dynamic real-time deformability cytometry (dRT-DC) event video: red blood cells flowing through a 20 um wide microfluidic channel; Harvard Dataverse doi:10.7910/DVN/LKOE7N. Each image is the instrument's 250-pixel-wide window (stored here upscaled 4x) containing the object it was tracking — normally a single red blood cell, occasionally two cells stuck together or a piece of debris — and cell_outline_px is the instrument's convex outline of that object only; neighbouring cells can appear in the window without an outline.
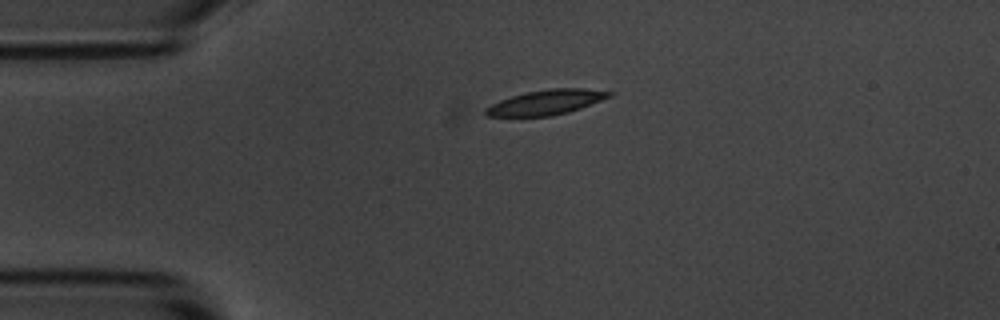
{"species": "common noctule bat (a hibernating species)", "species_latin": "Nyctalus noctula", "temperature_condition": "room temperature", "stored_images_in_passage": 44, "camera_frame_rate_fps": 3000, "um_per_image_px": 0.085, "animal": {"sex": "male", "body_mass_g": 20.1, "forearm_length_mm": 53.5}, "frame": {"image": 1, "passage_image": 1, "time_ms": 0.0, "image_size_px": [1000, 320], "cell_outline_px": [[612, 96], [580, 108], [568, 112], [548, 116], [484, 116], [484, 108], [500, 100], [512, 96], [528, 92], [548, 88], [584, 88], [612, 92]], "centroid_in_image_um": [46.4, 8.69], "position_along_channel_um": 38.6, "area_um2": 17.74}}
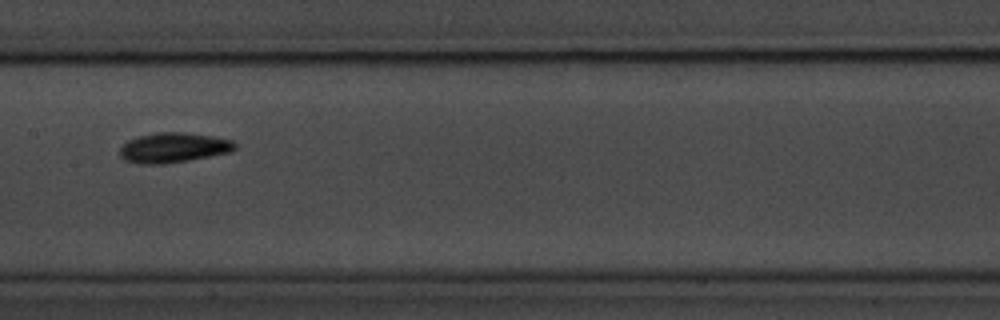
{"frame": {"image": 2, "passage_image": 16, "time_ms": 5.0, "image_size_px": [1000, 320], "cell_outline_px": [[236, 148], [228, 152], [188, 160], [164, 164], [140, 164], [124, 160], [120, 156], [120, 148], [128, 140], [140, 136], [160, 132], [184, 132], [212, 136], [232, 140], [236, 144]], "centroid_in_image_um": [14.72, 12.55], "position_along_channel_um": 192.7, "area_um2": 19.88}}
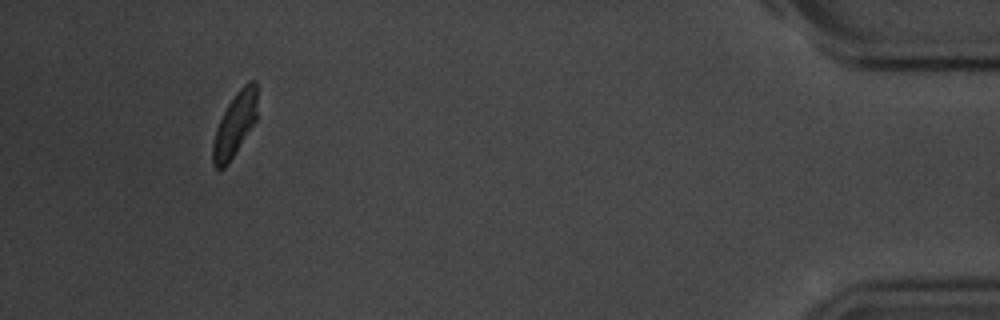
{"frame": {"image": 3, "passage_image": 40, "time_ms": 13.0, "image_size_px": [1000, 320], "cell_outline_px": [[256, 120], [224, 168], [216, 168], [212, 164], [212, 144], [216, 128], [228, 104], [236, 92], [248, 80], [256, 80]], "centroid_in_image_um": [19.94, 10.56], "position_along_channel_um": 415.3, "area_um2": 16.07}, "authors_computed_cell_mechanics": {"area_um2": 18.0336, "velocity_mm_per_s": 3.6272, "shape_relaxation_time_tau1_ms": 1.9436, "shape_relaxation_time_tau2_ms": null, "deformation_change_tau1": 0.1455, "deformation_change_tau2": null}}